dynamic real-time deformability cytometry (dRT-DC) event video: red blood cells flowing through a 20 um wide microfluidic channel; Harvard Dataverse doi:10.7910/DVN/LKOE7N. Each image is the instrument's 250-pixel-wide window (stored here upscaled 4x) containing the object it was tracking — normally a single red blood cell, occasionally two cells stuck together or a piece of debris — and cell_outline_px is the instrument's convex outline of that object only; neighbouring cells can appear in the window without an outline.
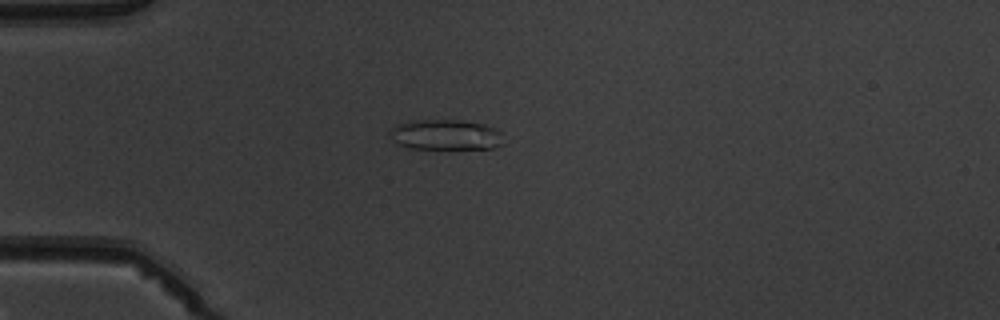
{"species": "common noctule bat (a hibernating species)", "species_latin": "Nyctalus noctula", "temperature_condition": "warm", "stored_images_in_passage": 5, "camera_frame_rate_fps": 3000, "um_per_image_px": 0.085, "animal": {"sex": "male", "body_mass_g": 19.5, "forearm_length_mm": 54.6}, "frame": {"image": 1, "passage_image": 3, "time_ms": 3.333, "image_size_px": [1000, 320], "cell_outline_px": [[504, 144], [492, 148], [408, 148], [392, 140], [388, 132], [396, 124], [408, 120], [460, 120], [484, 124], [500, 132]], "centroid_in_image_um": [37.84, 11.44], "position_along_channel_um": 47.2, "area_um2": 20.06}}
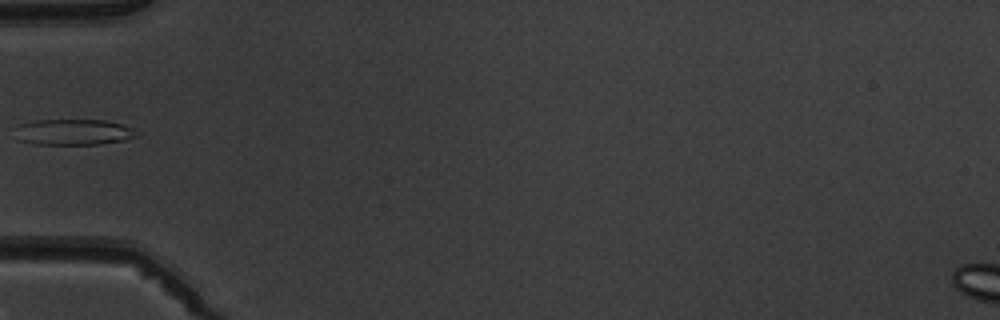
{"frame": {"image": 2, "passage_image": 4, "time_ms": 4.667, "image_size_px": [1000, 320], "cell_outline_px": [[140, 136], [124, 140], [100, 144], [32, 144], [20, 140], [16, 124], [36, 120], [104, 120], [124, 124], [140, 132]], "centroid_in_image_um": [6.32, 11.22], "position_along_channel_um": 78.7, "area_um2": 18.44}}
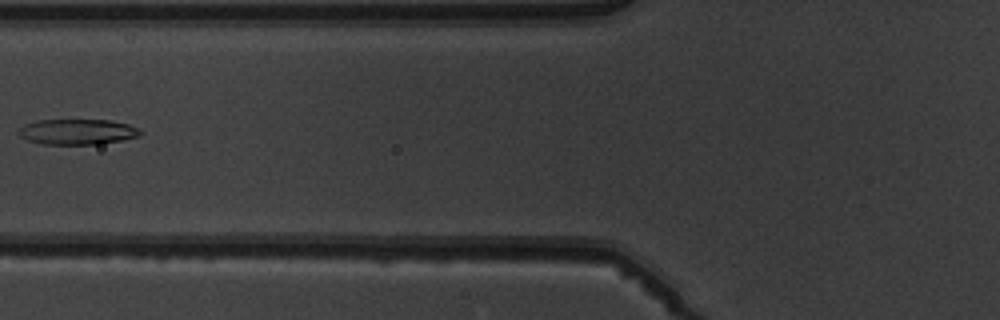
{"frame": {"image": 3, "passage_image": 5, "time_ms": 5.667, "image_size_px": [1000, 320], "cell_outline_px": [[140, 132], [136, 136], [120, 140], [100, 144], [40, 144], [28, 140], [20, 136], [20, 128], [24, 124], [40, 120], [108, 120], [128, 124], [136, 128]], "centroid_in_image_um": [6.52, 11.2], "position_along_channel_um": 119.3, "area_um2": 17.69}}